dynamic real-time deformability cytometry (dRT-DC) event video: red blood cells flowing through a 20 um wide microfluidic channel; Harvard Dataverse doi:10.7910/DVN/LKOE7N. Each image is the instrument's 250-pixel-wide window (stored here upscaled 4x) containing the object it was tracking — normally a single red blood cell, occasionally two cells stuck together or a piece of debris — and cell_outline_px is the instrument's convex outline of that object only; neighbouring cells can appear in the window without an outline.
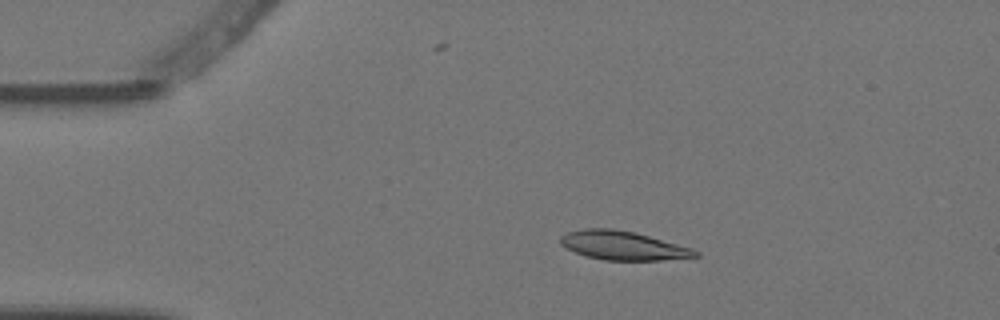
{"species": "Egyptian fruit bat (a non-hibernating species)", "species_latin": "Rousettus aegyptiacus", "temperature_condition": "warm", "stored_images_in_passage": 5, "camera_frame_rate_fps": 3000, "um_per_image_px": 0.085, "animal": {"sex": "female"}, "frame": {"image": 1, "passage_image": 3, "time_ms": 0.667, "image_size_px": [1000, 320], "cell_outline_px": [[700, 256], [660, 260], [604, 260], [584, 256], [560, 244], [560, 236], [568, 232], [584, 228], [612, 228], [636, 232], [692, 248], [700, 252]], "centroid_in_image_um": [52.95, 20.86], "position_along_channel_um": 32.0, "area_um2": 22.72}}
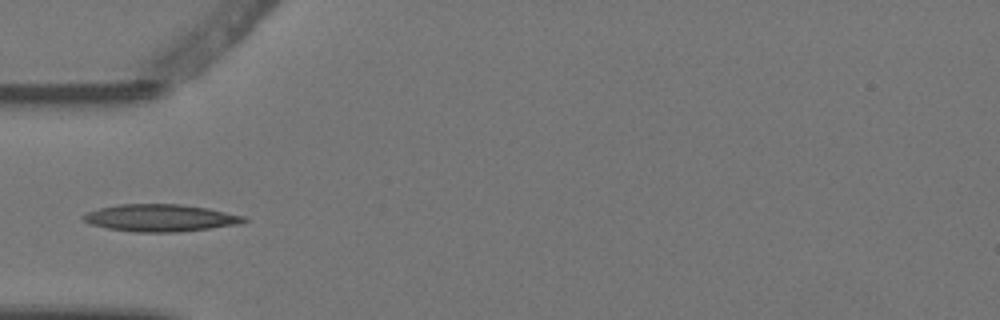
{"frame": {"image": 2, "passage_image": 5, "time_ms": 1.333, "image_size_px": [1000, 320], "cell_outline_px": [[248, 220], [240, 224], [180, 232], [136, 232], [108, 228], [92, 224], [80, 220], [80, 216], [88, 212], [100, 208], [120, 204], [180, 204], [208, 208], [244, 216]], "centroid_in_image_um": [13.62, 18.52], "position_along_channel_um": 71.4, "area_um2": 25.43}}